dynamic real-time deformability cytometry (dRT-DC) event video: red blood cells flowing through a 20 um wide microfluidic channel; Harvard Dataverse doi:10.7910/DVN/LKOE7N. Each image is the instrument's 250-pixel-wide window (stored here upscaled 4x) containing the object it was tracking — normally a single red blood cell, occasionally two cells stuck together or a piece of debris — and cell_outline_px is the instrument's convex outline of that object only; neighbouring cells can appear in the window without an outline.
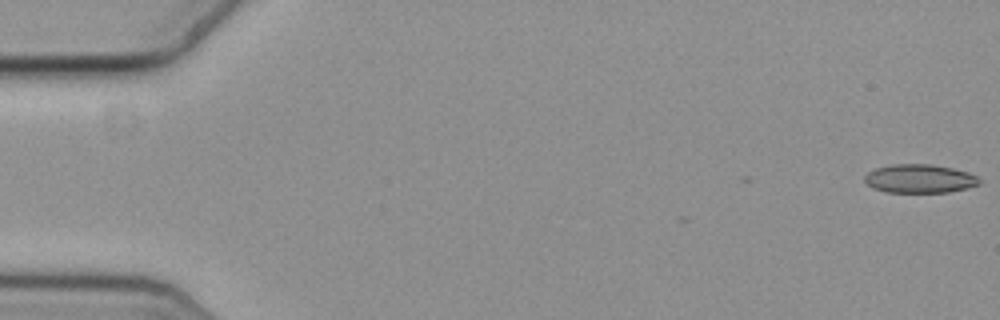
{"species": "common noctule bat (a hibernating species)", "species_latin": "Nyctalus noctula", "temperature_condition": "cold", "stored_images_in_passage": 8, "camera_frame_rate_fps": 3000, "um_per_image_px": 0.085, "animal": {"sex": "female", "body_mass_g": 19.3, "forearm_length_mm": 54.1}, "frame": {"image": 1, "passage_image": 1, "time_ms": 0.0, "image_size_px": [1000, 320], "cell_outline_px": [[980, 184], [948, 192], [888, 192], [872, 188], [864, 180], [864, 176], [868, 172], [876, 168], [892, 164], [932, 164], [952, 168], [968, 172], [976, 176], [980, 180]], "centroid_in_image_um": [78.14, 15.18], "position_along_channel_um": 6.9, "area_um2": 19.02}}